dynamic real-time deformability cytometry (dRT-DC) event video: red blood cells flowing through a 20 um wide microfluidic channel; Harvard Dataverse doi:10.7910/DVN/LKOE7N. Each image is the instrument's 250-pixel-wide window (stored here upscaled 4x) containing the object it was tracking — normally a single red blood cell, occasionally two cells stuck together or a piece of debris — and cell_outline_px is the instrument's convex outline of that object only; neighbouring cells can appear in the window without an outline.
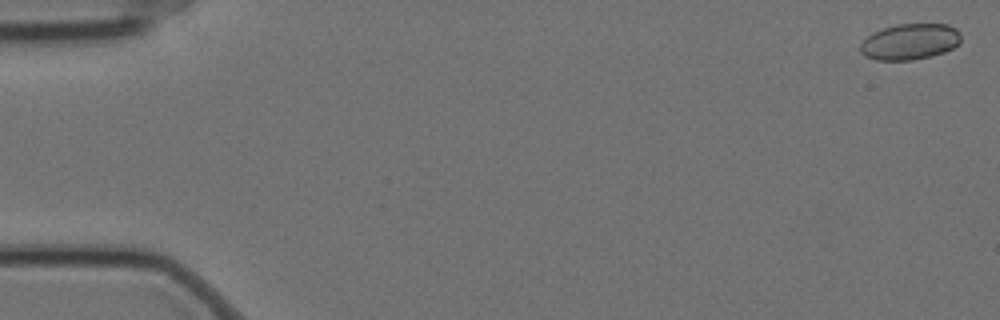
{"species": "Egyptian fruit bat (a non-hibernating species)", "species_latin": "Rousettus aegyptiacus", "temperature_condition": "cold", "stored_images_in_passage": 2, "camera_frame_rate_fps": 3000, "um_per_image_px": 0.085, "animal": {"sex": "female"}, "frame": {"image": 1, "passage_image": 1, "time_ms": 0.0, "image_size_px": [1000, 320], "cell_outline_px": [[960, 40], [952, 48], [944, 52], [932, 56], [912, 60], [876, 60], [864, 56], [860, 52], [860, 44], [872, 32], [896, 24], [948, 24], [956, 28], [960, 32]], "centroid_in_image_um": [77.32, 3.54], "position_along_channel_um": 7.7, "area_um2": 21.15}}